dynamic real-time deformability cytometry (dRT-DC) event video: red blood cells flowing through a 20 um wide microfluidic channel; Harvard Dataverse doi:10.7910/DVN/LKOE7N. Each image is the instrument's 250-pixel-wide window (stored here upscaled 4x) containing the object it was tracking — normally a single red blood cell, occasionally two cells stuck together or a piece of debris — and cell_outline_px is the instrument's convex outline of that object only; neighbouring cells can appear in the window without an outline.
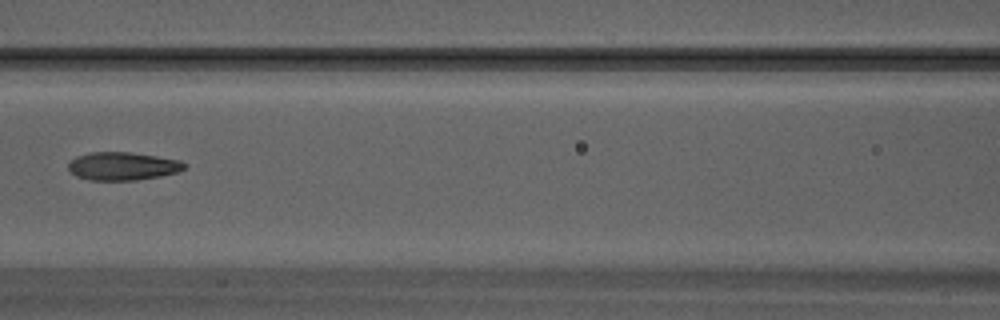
{"species": "Egyptian fruit bat (a non-hibernating species)", "species_latin": "Rousettus aegyptiacus", "temperature_condition": "warm", "stored_images_in_passage": 31, "camera_frame_rate_fps": 3000, "um_per_image_px": 0.085, "animal": {"sex": "male"}, "frame": {"image": 1, "passage_image": 14, "time_ms": 4.333, "image_size_px": [1000, 320], "cell_outline_px": [[188, 164], [184, 168], [176, 172], [160, 176], [136, 180], [88, 180], [76, 176], [68, 168], [68, 164], [76, 156], [92, 152], [128, 152], [156, 156], [180, 160]], "centroid_in_image_um": [10.42, 14.12], "position_along_channel_um": 156.2, "area_um2": 18.9}}
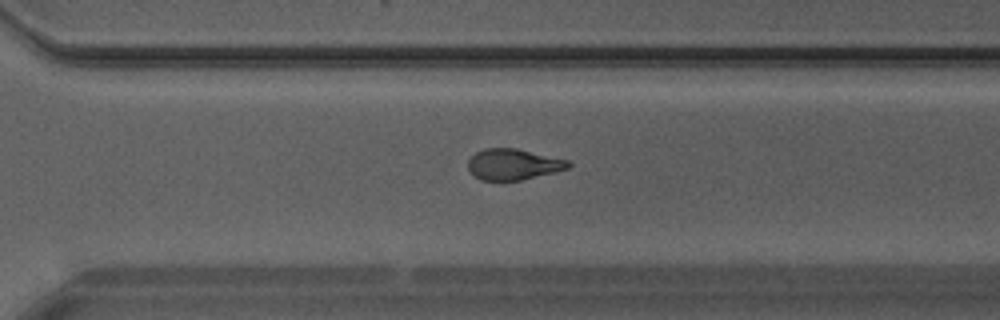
{"frame": {"image": 2, "passage_image": 22, "time_ms": 7.0, "image_size_px": [1000, 320], "cell_outline_px": [[572, 164], [568, 168], [556, 172], [520, 180], [480, 180], [468, 168], [468, 160], [476, 152], [484, 148], [516, 148], [568, 160]], "centroid_in_image_um": [43.64, 13.96], "position_along_channel_um": 327.0, "area_um2": 17.98}}
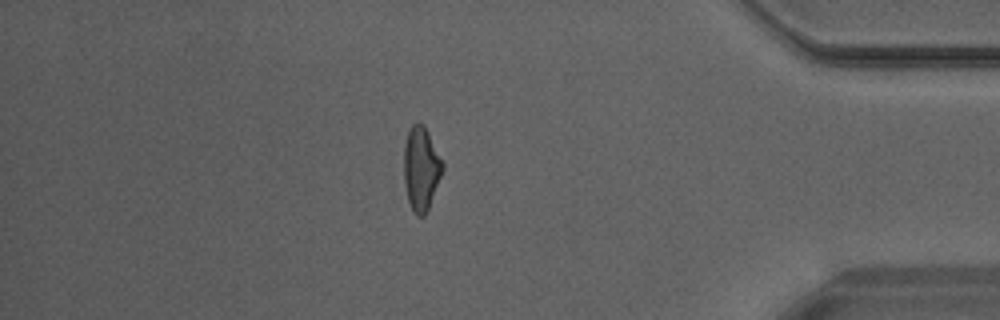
{"frame": {"image": 3, "passage_image": 27, "time_ms": 8.667, "image_size_px": [1000, 320], "cell_outline_px": [[444, 168], [428, 208], [424, 216], [416, 216], [408, 200], [404, 184], [404, 144], [408, 128], [412, 124], [424, 124], [444, 164]], "centroid_in_image_um": [35.78, 14.3], "position_along_channel_um": 399.4, "area_um2": 18.79}}